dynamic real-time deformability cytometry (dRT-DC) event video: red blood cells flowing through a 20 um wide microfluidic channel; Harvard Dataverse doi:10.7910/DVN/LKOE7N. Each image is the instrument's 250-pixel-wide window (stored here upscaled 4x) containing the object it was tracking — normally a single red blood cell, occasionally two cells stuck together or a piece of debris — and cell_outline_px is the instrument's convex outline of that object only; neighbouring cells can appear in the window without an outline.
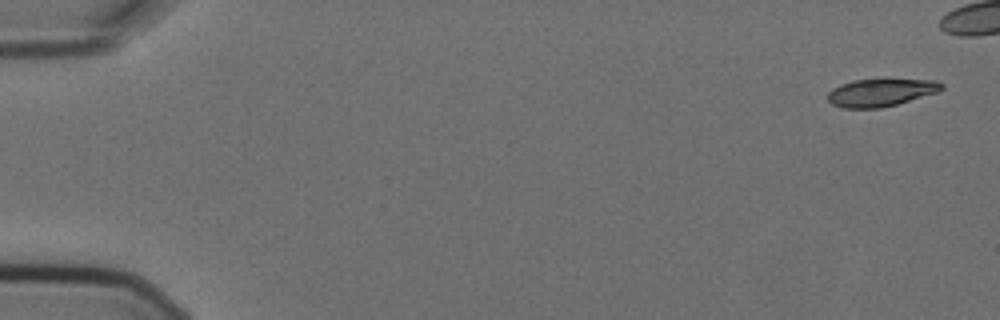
{"species": "Egyptian fruit bat (a non-hibernating species)", "species_latin": "Rousettus aegyptiacus", "temperature_condition": "cold", "stored_images_in_passage": 6, "camera_frame_rate_fps": 3000, "um_per_image_px": 0.085, "animal": {"sex": "female"}, "frame": {"image": 1, "passage_image": 1, "time_ms": 0.0, "image_size_px": [1000, 320], "cell_outline_px": [[944, 88], [940, 92], [896, 104], [880, 108], [844, 108], [832, 104], [828, 100], [828, 92], [832, 88], [840, 84], [852, 80], [936, 80], [944, 84]], "centroid_in_image_um": [74.88, 7.87], "position_along_channel_um": 10.1, "area_um2": 18.26}}
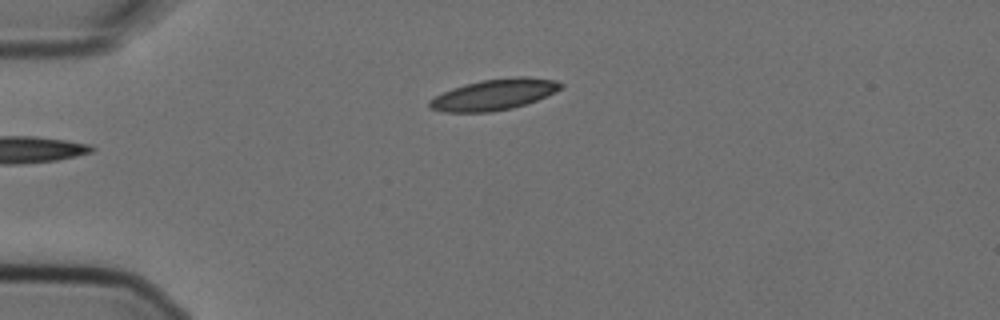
{"frame": {"image": 2, "passage_image": 6, "time_ms": 1.667, "image_size_px": [1000, 320], "cell_outline_px": [[564, 84], [560, 88], [536, 100], [512, 108], [492, 112], [444, 112], [428, 108], [428, 100], [452, 88], [464, 84], [480, 80], [516, 76], [528, 76], [556, 80]], "centroid_in_image_um": [41.95, 8.03], "position_along_channel_um": 43.0, "area_um2": 23.64}}